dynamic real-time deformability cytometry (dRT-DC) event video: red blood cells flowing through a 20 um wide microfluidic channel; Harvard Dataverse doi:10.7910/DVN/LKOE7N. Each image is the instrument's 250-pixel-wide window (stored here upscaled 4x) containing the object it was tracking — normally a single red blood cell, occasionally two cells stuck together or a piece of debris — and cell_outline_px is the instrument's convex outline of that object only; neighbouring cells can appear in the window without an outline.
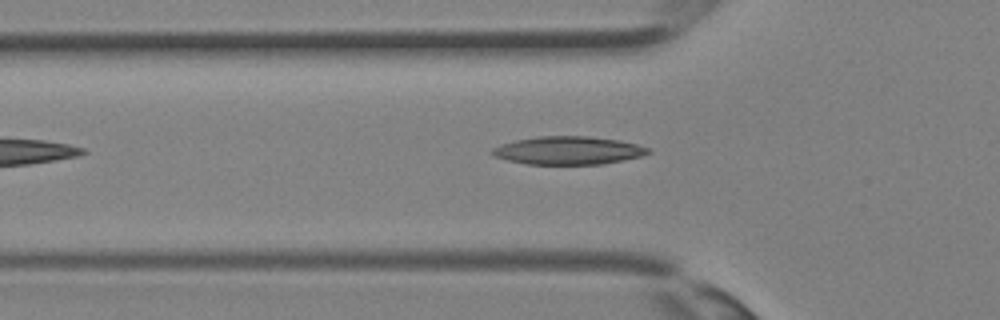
{"species": "Egyptian fruit bat (a non-hibernating species)", "species_latin": "Rousettus aegyptiacus", "temperature_condition": "room temperature", "stored_images_in_passage": 25, "camera_frame_rate_fps": 3000, "um_per_image_px": 0.085, "animal": {"sex": "female"}, "frame": {"image": 1, "passage_image": 4, "time_ms": 1.0, "image_size_px": [1000, 320], "cell_outline_px": [[652, 152], [640, 156], [624, 160], [604, 164], [528, 164], [508, 160], [492, 156], [488, 152], [492, 148], [500, 144], [516, 140], [540, 136], [588, 136], [620, 140], [636, 144], [648, 148]], "centroid_in_image_um": [48.27, 12.79], "position_along_channel_um": 77.5, "area_um2": 25.61}}
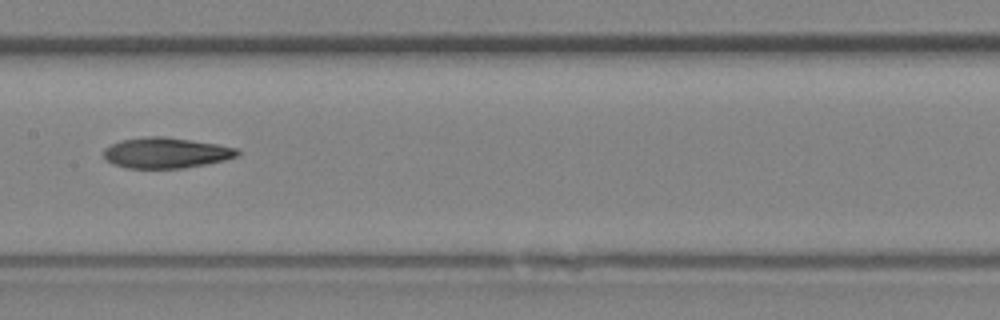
{"frame": {"image": 2, "passage_image": 10, "time_ms": 3.0, "image_size_px": [1000, 320], "cell_outline_px": [[240, 152], [236, 156], [224, 160], [184, 168], [128, 168], [116, 164], [108, 160], [104, 156], [104, 148], [120, 140], [144, 136], [164, 136], [216, 144], [236, 148]], "centroid_in_image_um": [14.09, 12.98], "position_along_channel_um": 193.3, "area_um2": 23.58}}
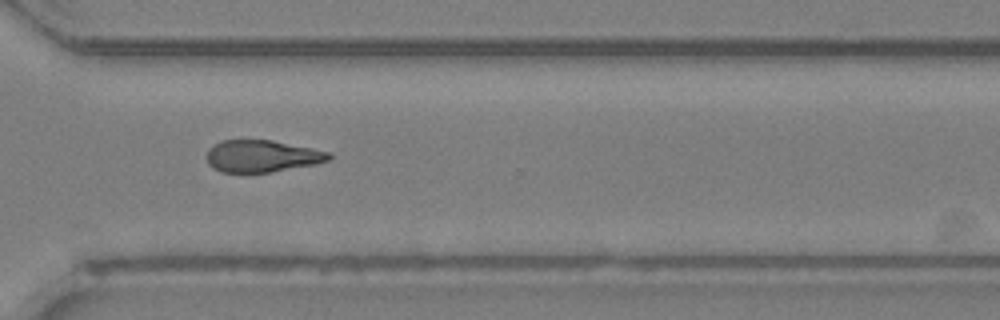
{"frame": {"image": 3, "passage_image": 18, "time_ms": 5.667, "image_size_px": [1000, 320], "cell_outline_px": [[332, 156], [328, 160], [316, 164], [268, 172], [220, 172], [212, 168], [208, 164], [208, 148], [220, 140], [272, 140], [332, 152]], "centroid_in_image_um": [22.26, 13.26], "position_along_channel_um": 348.3, "area_um2": 22.77}}